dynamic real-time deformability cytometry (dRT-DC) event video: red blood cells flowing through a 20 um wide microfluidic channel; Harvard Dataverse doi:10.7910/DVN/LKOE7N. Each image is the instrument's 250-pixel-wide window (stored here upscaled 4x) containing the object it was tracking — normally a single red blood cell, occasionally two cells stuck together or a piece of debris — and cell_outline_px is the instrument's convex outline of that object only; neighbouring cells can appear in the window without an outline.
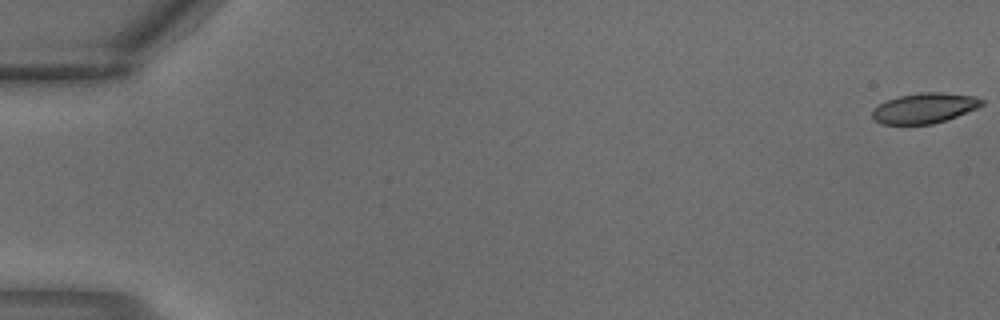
{"species": "common noctule bat (a hibernating species)", "species_latin": "Nyctalus noctula", "temperature_condition": "warm", "stored_images_in_passage": 3, "camera_frame_rate_fps": 3000, "um_per_image_px": 0.085, "animal": {"sex": "male", "body_mass_g": 18.8}, "frame": {"image": 1, "passage_image": 3, "time_ms": 0.667, "image_size_px": [1000, 320], "cell_outline_px": [[984, 104], [976, 108], [956, 116], [932, 124], [880, 124], [872, 116], [872, 112], [880, 104], [888, 100], [900, 96], [920, 92], [940, 92], [976, 96], [984, 100]], "centroid_in_image_um": [78.6, 9.18], "position_along_channel_um": 6.4, "area_um2": 19.02}}